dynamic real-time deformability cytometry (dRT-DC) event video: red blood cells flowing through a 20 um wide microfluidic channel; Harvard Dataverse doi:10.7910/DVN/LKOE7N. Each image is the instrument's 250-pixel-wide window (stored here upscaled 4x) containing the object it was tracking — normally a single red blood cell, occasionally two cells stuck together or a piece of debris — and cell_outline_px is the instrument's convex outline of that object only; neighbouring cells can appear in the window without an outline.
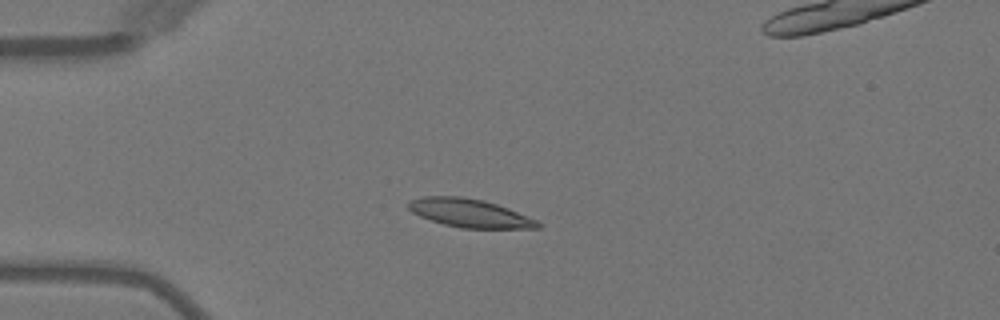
{"species": "Egyptian fruit bat (a non-hibernating species)", "species_latin": "Rousettus aegyptiacus", "temperature_condition": "warm", "stored_images_in_passage": 6, "camera_frame_rate_fps": 3000, "um_per_image_px": 0.085, "animal": {"sex": "female"}, "frame": {"image": 1, "passage_image": 3, "time_ms": 3.333, "image_size_px": [1000, 320], "cell_outline_px": [[544, 224], [540, 228], [460, 228], [444, 224], [420, 216], [412, 212], [408, 208], [408, 200], [424, 196], [460, 196], [484, 200], [508, 208], [536, 220]], "centroid_in_image_um": [39.92, 18.11], "position_along_channel_um": 45.1, "area_um2": 21.33}}
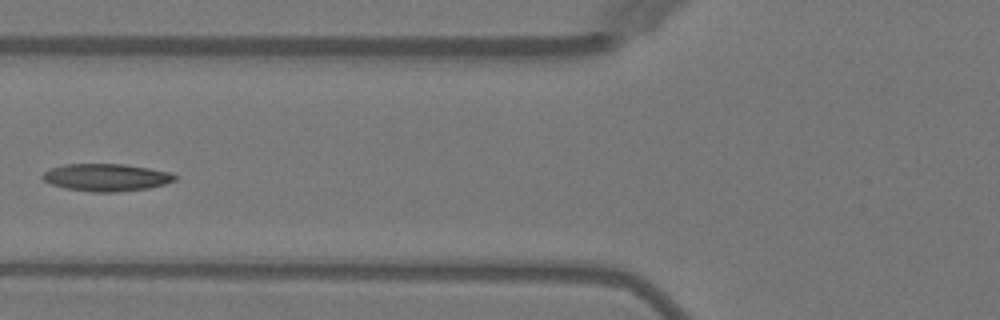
{"frame": {"image": 2, "passage_image": 5, "time_ms": 5.667, "image_size_px": [1000, 320], "cell_outline_px": [[176, 180], [164, 184], [148, 188], [112, 192], [92, 192], [64, 188], [52, 184], [44, 180], [40, 176], [44, 172], [52, 168], [64, 164], [124, 164], [148, 168], [168, 172], [176, 176]], "centroid_in_image_um": [9.0, 15.08], "position_along_channel_um": 116.8, "area_um2": 20.92}}
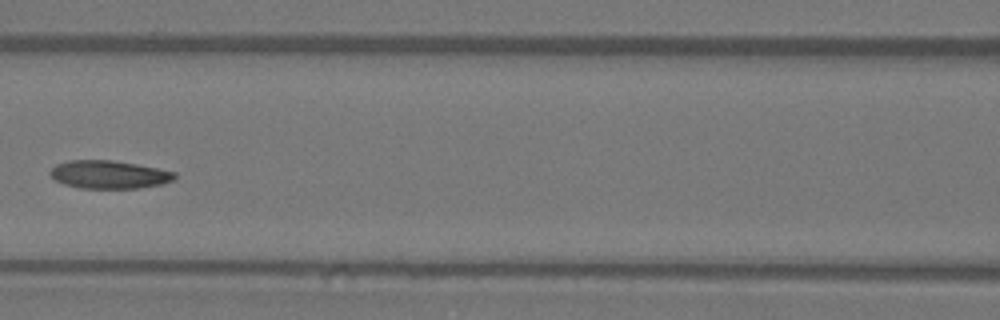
{"frame": {"image": 3, "passage_image": 6, "time_ms": 6.667, "image_size_px": [1000, 320], "cell_outline_px": [[176, 180], [160, 184], [136, 188], [80, 188], [64, 184], [56, 180], [48, 172], [56, 164], [68, 160], [112, 160], [136, 164], [176, 172]], "centroid_in_image_um": [9.26, 14.83], "position_along_channel_um": 157.3, "area_um2": 20.29}}